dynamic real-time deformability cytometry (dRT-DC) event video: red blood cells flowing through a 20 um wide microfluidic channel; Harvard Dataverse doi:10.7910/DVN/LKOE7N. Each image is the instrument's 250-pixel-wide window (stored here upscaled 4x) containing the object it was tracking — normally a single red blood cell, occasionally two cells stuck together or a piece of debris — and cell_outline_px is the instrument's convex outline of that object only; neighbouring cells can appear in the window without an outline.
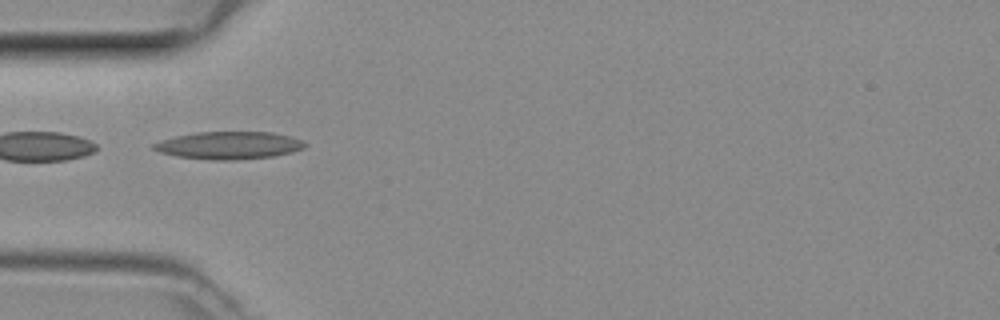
{"species": "common noctule bat (a hibernating species)", "species_latin": "Nyctalus noctula", "temperature_condition": "room temperature", "stored_images_in_passage": 34, "camera_frame_rate_fps": 3000, "um_per_image_px": 0.085, "animal": {"sex": "female", "body_mass_g": 29.2, "forearm_length_mm": 56.3}, "frame": {"image": 1, "passage_image": 1, "time_ms": 0.0, "image_size_px": [1000, 320], "cell_outline_px": [[308, 144], [304, 148], [292, 152], [272, 156], [236, 160], [212, 160], [176, 156], [160, 152], [152, 148], [152, 144], [160, 140], [176, 136], [196, 132], [272, 132], [292, 136], [304, 140]], "centroid_in_image_um": [19.49, 12.35], "position_along_channel_um": 65.5, "area_um2": 24.45}}
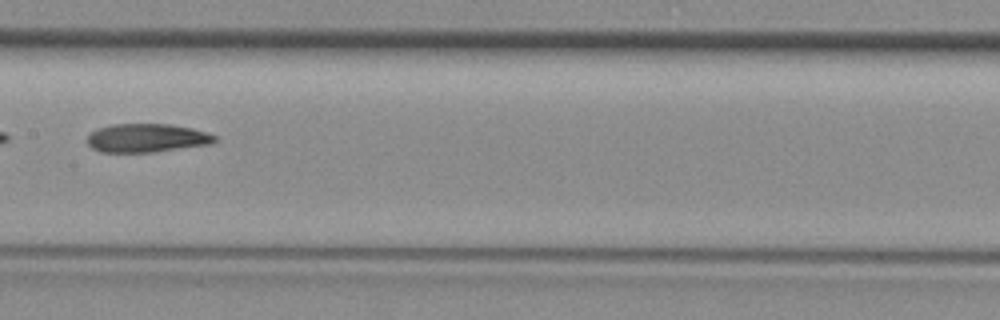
{"frame": {"image": 2, "passage_image": 10, "time_ms": 3.0, "image_size_px": [1000, 320], "cell_outline_px": [[216, 140], [212, 144], [152, 152], [100, 152], [92, 148], [84, 140], [96, 128], [112, 124], [168, 124], [192, 128], [208, 132], [216, 136]], "centroid_in_image_um": [12.45, 11.73], "position_along_channel_um": 194.9, "area_um2": 21.39}}
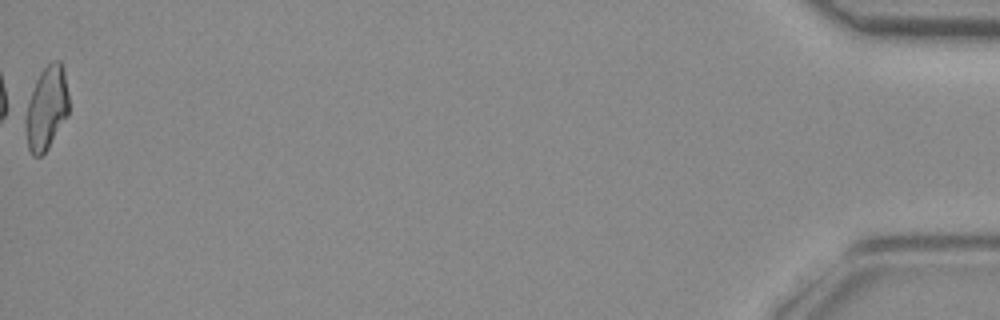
{"frame": {"image": 3, "passage_image": 34, "time_ms": 11.0, "image_size_px": [1000, 320], "cell_outline_px": [[68, 116], [48, 148], [40, 156], [32, 156], [28, 148], [20, 108], [40, 72], [52, 60], [60, 60], [64, 72], [68, 92]], "centroid_in_image_um": [3.86, 9.19], "position_along_channel_um": 431.3, "area_um2": 22.2}}